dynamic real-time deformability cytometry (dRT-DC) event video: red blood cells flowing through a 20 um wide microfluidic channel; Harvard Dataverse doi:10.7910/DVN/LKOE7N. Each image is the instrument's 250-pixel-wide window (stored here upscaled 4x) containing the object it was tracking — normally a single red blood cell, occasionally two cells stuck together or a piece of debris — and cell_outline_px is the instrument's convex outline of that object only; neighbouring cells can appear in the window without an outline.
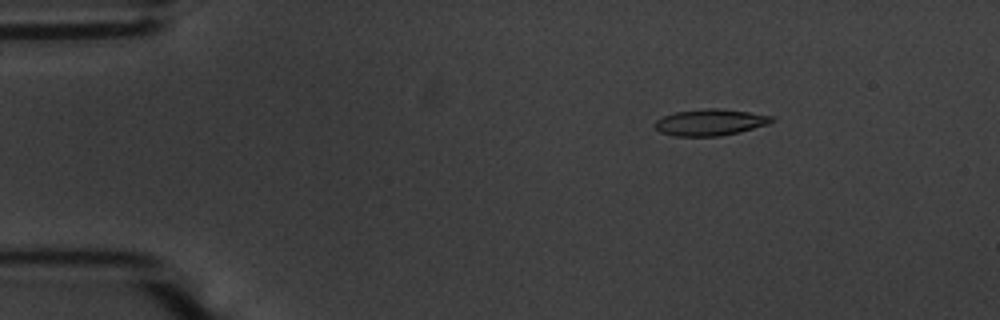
{"species": "common noctule bat (a hibernating species)", "species_latin": "Nyctalus noctula", "temperature_condition": "warm", "stored_images_in_passage": 53, "camera_frame_rate_fps": 3000, "um_per_image_px": 0.085, "animal": {"sex": "male", "body_mass_g": 20.1, "forearm_length_mm": 53.5}, "frame": {"image": 1, "passage_image": 7, "time_ms": 2.0, "image_size_px": [1000, 320], "cell_outline_px": [[776, 120], [768, 124], [740, 132], [720, 136], [672, 136], [660, 132], [656, 128], [656, 120], [664, 116], [676, 112], [708, 108], [716, 108], [748, 112], [772, 116]], "centroid_in_image_um": [60.38, 10.41], "position_along_channel_um": 24.6, "area_um2": 17.86}}
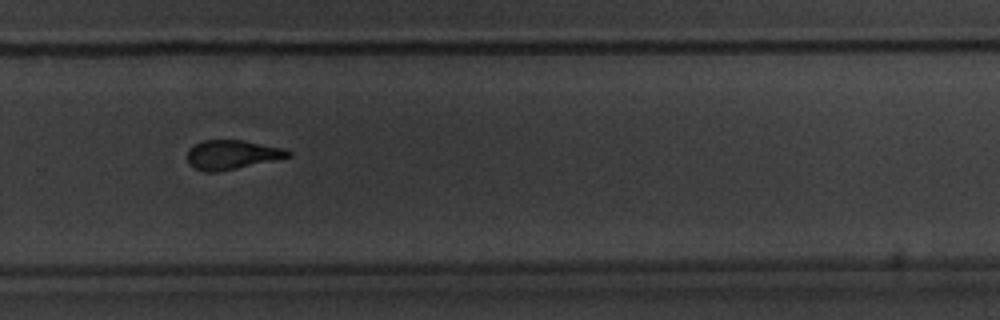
{"frame": {"image": 2, "passage_image": 36, "time_ms": 11.667, "image_size_px": [1000, 320], "cell_outline_px": [[292, 156], [236, 168], [216, 172], [204, 172], [188, 164], [188, 148], [204, 140], [240, 140], [288, 148], [292, 152]], "centroid_in_image_um": [19.74, 13.14], "position_along_channel_um": 310.1, "area_um2": 17.11}}
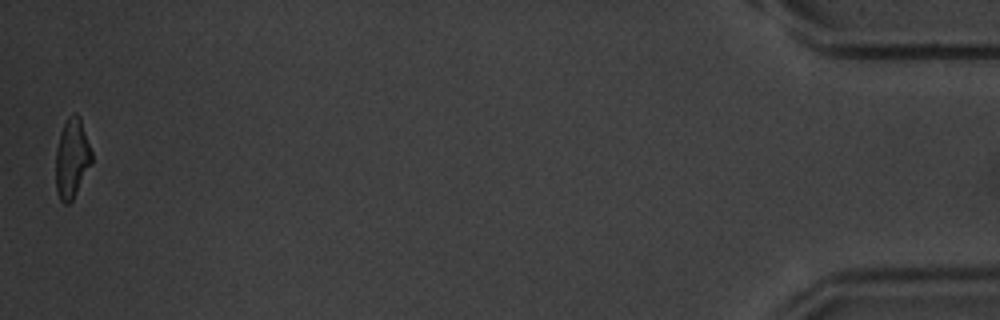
{"frame": {"image": 3, "passage_image": 53, "time_ms": 17.333, "image_size_px": [1000, 320], "cell_outline_px": [[92, 164], [72, 200], [68, 204], [64, 204], [60, 200], [56, 188], [56, 148], [60, 132], [68, 116], [72, 112], [76, 112], [80, 116], [92, 152]], "centroid_in_image_um": [6.12, 13.43], "position_along_channel_um": 429.1, "area_um2": 16.82}, "authors_computed_cell_mechanics": {"area_um2": 17.918, "velocity_mm_per_s": 3.7017, "shape_relaxation_time_tau1_ms": 4.5048, "shape_relaxation_time_tau2_ms": 2.3308, "deformation_change_tau1": 0.1705, "deformation_change_tau2": 0.1033}}